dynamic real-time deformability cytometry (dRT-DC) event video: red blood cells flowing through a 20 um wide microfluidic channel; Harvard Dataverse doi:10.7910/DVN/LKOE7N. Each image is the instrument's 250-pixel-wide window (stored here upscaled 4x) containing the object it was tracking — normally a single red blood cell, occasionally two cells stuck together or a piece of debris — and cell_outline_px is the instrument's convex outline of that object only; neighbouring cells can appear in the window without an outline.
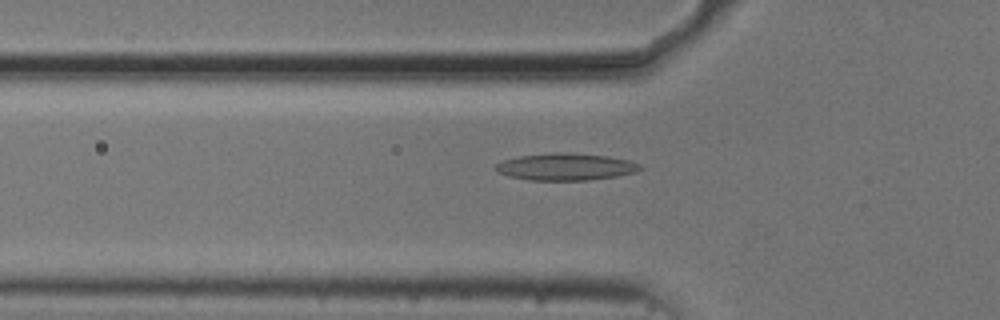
{"species": "common noctule bat (a hibernating species)", "species_latin": "Nyctalus noctula", "temperature_condition": "cold", "stored_images_in_passage": 50, "camera_frame_rate_fps": 3000, "um_per_image_px": 0.085, "animal": {"sex": "male", "body_mass_g": 20.5, "forearm_length_mm": 52.5}, "frame": {"image": 1, "passage_image": 14, "time_ms": 4.333, "image_size_px": [1000, 320], "cell_outline_px": [[644, 168], [636, 172], [616, 176], [588, 180], [532, 180], [508, 176], [492, 168], [496, 164], [504, 160], [520, 156], [552, 152], [572, 152], [608, 156], [628, 160], [640, 164]], "centroid_in_image_um": [48.11, 14.17], "position_along_channel_um": 77.7, "area_um2": 22.83}}
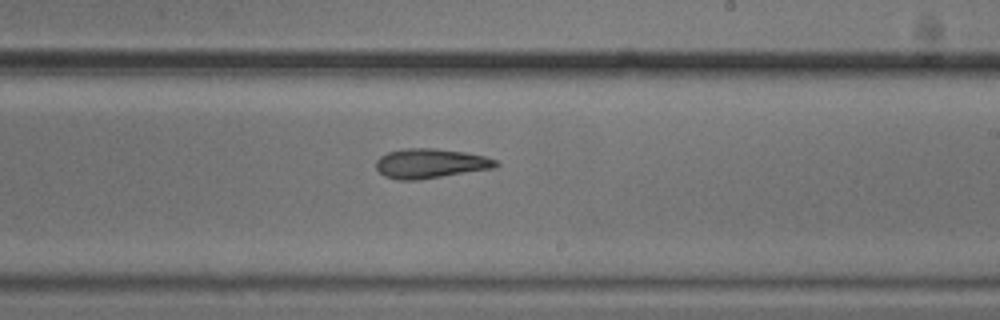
{"frame": {"image": 2, "passage_image": 28, "time_ms": 9.0, "image_size_px": [1000, 320], "cell_outline_px": [[500, 164], [492, 168], [416, 180], [400, 180], [384, 176], [376, 168], [376, 160], [380, 156], [388, 152], [404, 148], [436, 148], [464, 152], [484, 156], [496, 160]], "centroid_in_image_um": [36.54, 13.88], "position_along_channel_um": 252.5, "area_um2": 20.46}}
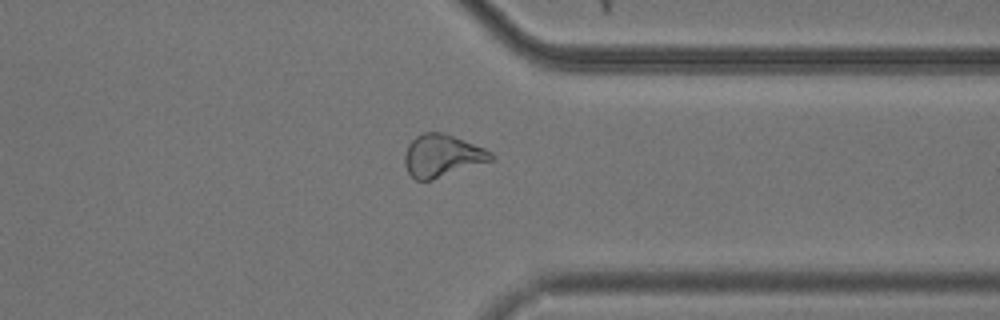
{"frame": {"image": 3, "passage_image": 38, "time_ms": 12.333, "image_size_px": [1000, 320], "cell_outline_px": [[496, 156], [492, 160], [432, 180], [416, 180], [408, 172], [404, 164], [404, 156], [408, 144], [416, 136], [424, 132], [444, 132], [484, 148], [492, 152]], "centroid_in_image_um": [37.57, 13.23], "position_along_channel_um": 373.8, "area_um2": 21.27}, "authors_computed_cell_mechanics": {"area_um2": 21.7039, "velocity_mm_per_s": 3.7218, "shape_relaxation_time_tau1_ms": null, "shape_relaxation_time_tau2_ms": 4.9429, "deformation_change_tau1": null, "deformation_change_tau2": 0.1458}}